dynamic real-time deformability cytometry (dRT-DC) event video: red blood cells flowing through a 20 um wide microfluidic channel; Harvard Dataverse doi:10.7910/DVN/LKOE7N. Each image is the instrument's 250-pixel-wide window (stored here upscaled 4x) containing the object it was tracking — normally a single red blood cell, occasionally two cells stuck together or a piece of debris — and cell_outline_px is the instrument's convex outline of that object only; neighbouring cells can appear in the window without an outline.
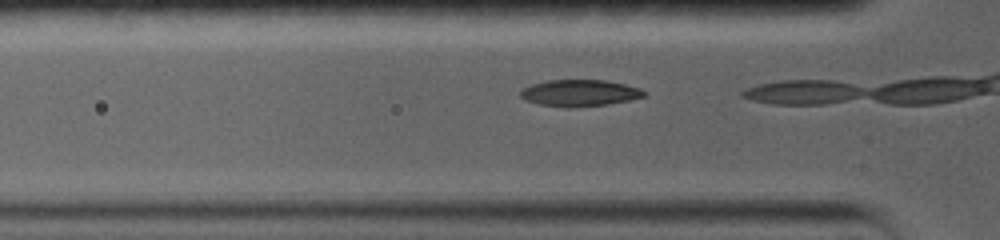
{"species": "common noctule bat (a hibernating species)", "species_latin": "Nyctalus noctula", "temperature_condition": "warm", "stored_images_in_passage": 3, "camera_frame_rate_fps": 5000, "um_per_image_px": 0.085, "animal": {"sex": "female", "body_mass_g": 19.0, "forearm_length_mm": 56.7}, "frame": {"image": 1, "passage_image": 2, "time_ms": 0.4, "image_size_px": [1000, 240], "cell_outline_px": [[644, 96], [628, 100], [608, 104], [568, 108], [564, 108], [540, 104], [524, 100], [520, 96], [520, 92], [524, 88], [532, 84], [548, 80], [604, 80], [624, 84], [640, 88], [644, 92]], "centroid_in_image_um": [49.23, 7.91], "position_along_channel_um": 76.6, "area_um2": 19.02}}